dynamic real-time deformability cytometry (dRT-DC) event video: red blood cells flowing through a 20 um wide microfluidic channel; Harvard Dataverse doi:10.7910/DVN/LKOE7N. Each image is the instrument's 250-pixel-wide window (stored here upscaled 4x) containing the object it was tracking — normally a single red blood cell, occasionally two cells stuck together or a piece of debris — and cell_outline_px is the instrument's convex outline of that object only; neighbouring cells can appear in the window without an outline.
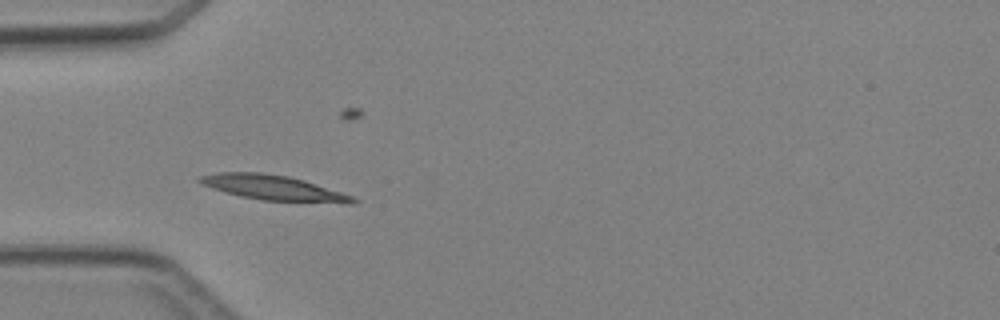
{"species": "Egyptian fruit bat (a non-hibernating species)", "species_latin": "Rousettus aegyptiacus", "temperature_condition": "cold", "stored_images_in_passage": 4, "camera_frame_rate_fps": 3000, "um_per_image_px": 0.085, "animal": {"sex": "female"}, "frame": {"image": 1, "passage_image": 1, "time_ms": 0.0, "image_size_px": [1000, 320], "cell_outline_px": [[360, 200], [352, 204], [344, 204], [264, 200], [240, 196], [224, 192], [200, 184], [196, 180], [200, 176], [216, 172], [260, 172], [288, 176], [304, 180], [352, 196]], "centroid_in_image_um": [23.24, 15.97], "position_along_channel_um": 61.8, "area_um2": 22.48}}
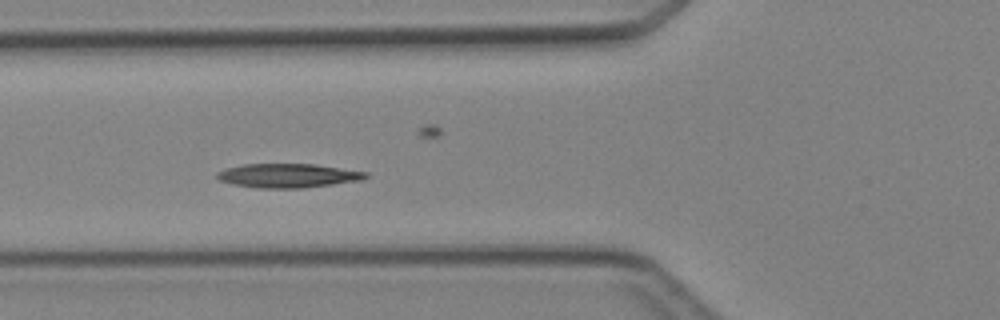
{"frame": {"image": 2, "passage_image": 2, "time_ms": 1.0, "image_size_px": [1000, 320], "cell_outline_px": [[368, 176], [360, 180], [304, 188], [256, 188], [232, 184], [220, 180], [216, 176], [216, 172], [224, 168], [244, 164], [316, 164], [368, 172]], "centroid_in_image_um": [24.44, 14.92], "position_along_channel_um": 101.4, "area_um2": 20.87}}
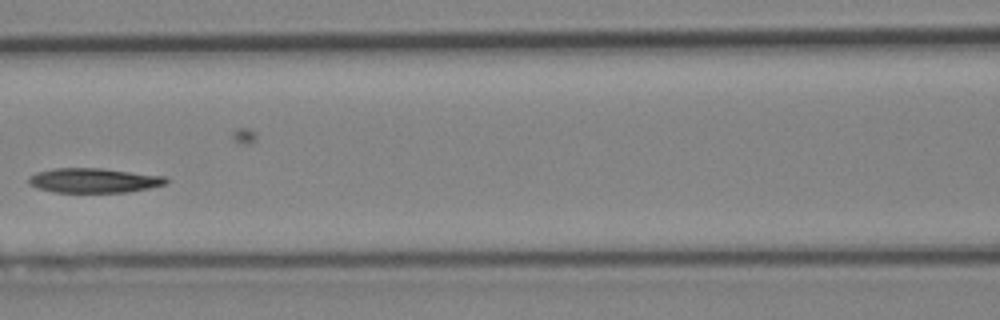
{"frame": {"image": 3, "passage_image": 3, "time_ms": 2.333, "image_size_px": [1000, 320], "cell_outline_px": [[168, 180], [164, 184], [148, 188], [128, 192], [52, 192], [36, 188], [28, 184], [28, 176], [36, 172], [52, 168], [104, 168], [164, 176]], "centroid_in_image_um": [7.9, 15.33], "position_along_channel_um": 158.7, "area_um2": 19.83}}